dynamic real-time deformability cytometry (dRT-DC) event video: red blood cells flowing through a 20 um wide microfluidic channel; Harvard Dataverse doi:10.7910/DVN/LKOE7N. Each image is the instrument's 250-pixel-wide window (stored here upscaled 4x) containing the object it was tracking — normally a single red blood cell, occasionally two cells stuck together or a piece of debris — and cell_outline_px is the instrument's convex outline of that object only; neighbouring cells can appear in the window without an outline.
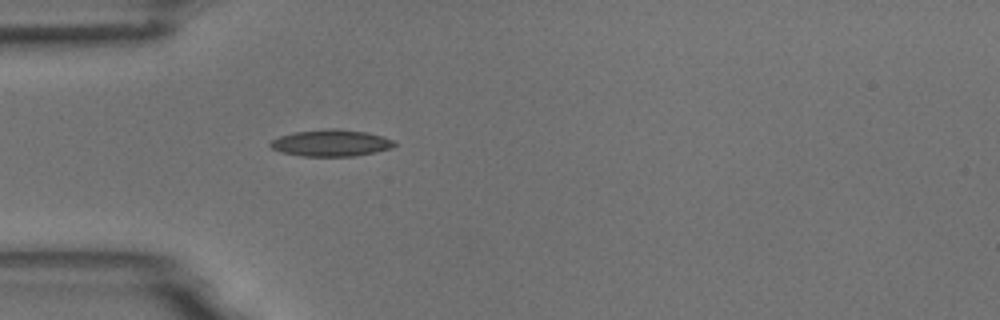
{"species": "common noctule bat (a hibernating species)", "species_latin": "Nyctalus noctula", "temperature_condition": "room temperature", "stored_images_in_passage": 1, "camera_frame_rate_fps": 3000, "um_per_image_px": 0.085, "animal": {"sex": "male", "body_mass_g": 18.8}, "frame": {"image": 1, "passage_image": 1, "time_ms": 0.0, "image_size_px": [1000, 320], "cell_outline_px": [[396, 144], [392, 148], [376, 152], [352, 156], [300, 156], [284, 152], [272, 148], [268, 144], [272, 140], [280, 136], [296, 132], [328, 128], [336, 128], [368, 132], [392, 140]], "centroid_in_image_um": [28.15, 12.15], "position_along_channel_um": 56.9, "area_um2": 19.13}}